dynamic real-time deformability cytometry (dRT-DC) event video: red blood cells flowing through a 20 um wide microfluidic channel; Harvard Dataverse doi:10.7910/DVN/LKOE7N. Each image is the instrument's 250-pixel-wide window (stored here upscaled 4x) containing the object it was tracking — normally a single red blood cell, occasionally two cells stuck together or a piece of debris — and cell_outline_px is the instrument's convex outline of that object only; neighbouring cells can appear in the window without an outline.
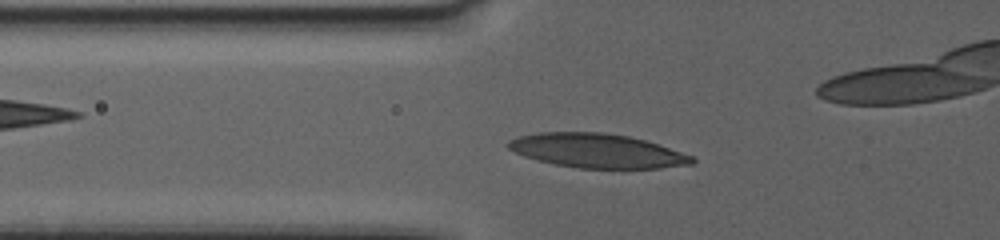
{"species": "human", "species_latin": "Homo sapiens", "temperature_condition": "warm", "stored_images_in_passage": 53, "camera_frame_rate_fps": 3000, "um_per_image_px": 0.085, "donor": {"sex": "female"}, "frame": {"image": 1, "passage_image": 14, "time_ms": 4.333, "image_size_px": [1000, 240], "cell_outline_px": [[696, 160], [692, 164], [660, 168], [576, 168], [536, 160], [524, 156], [508, 148], [504, 144], [508, 140], [516, 136], [536, 132], [604, 132], [628, 136], [644, 140], [692, 156]], "centroid_in_image_um": [50.67, 12.8], "position_along_channel_um": 75.1, "area_um2": 36.53}}
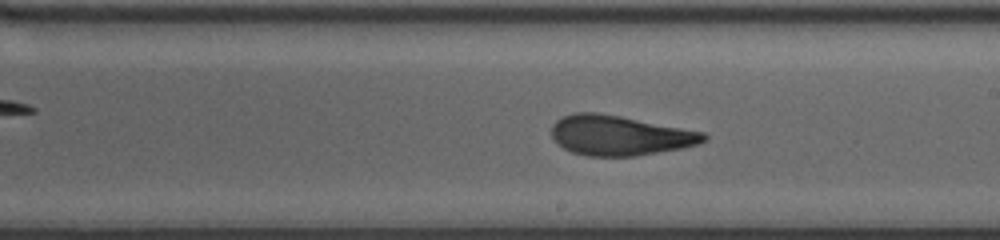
{"frame": {"image": 2, "passage_image": 29, "time_ms": 9.333, "image_size_px": [1000, 240], "cell_outline_px": [[708, 140], [700, 144], [684, 148], [636, 156], [588, 156], [572, 152], [556, 144], [552, 140], [552, 124], [556, 120], [564, 116], [576, 112], [596, 112], [620, 116], [704, 132], [708, 136]], "centroid_in_image_um": [52.68, 11.52], "position_along_channel_um": 236.3, "area_um2": 35.6}}
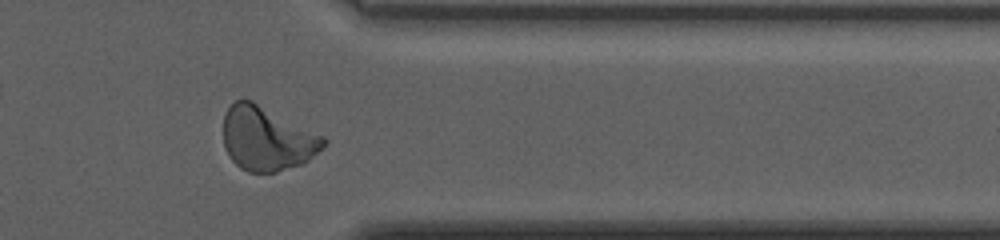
{"frame": {"image": 3, "passage_image": 43, "time_ms": 14.0, "image_size_px": [1000, 240], "cell_outline_px": [[328, 140], [308, 160], [300, 164], [276, 172], [248, 172], [240, 168], [232, 160], [224, 148], [224, 116], [228, 108], [236, 100], [252, 100], [324, 136]], "centroid_in_image_um": [22.67, 11.78], "position_along_channel_um": 388.7, "area_um2": 36.99}, "authors_computed_cell_mechanics": {"area_um2": 35.3158, "velocity_mm_per_s": 3.3195, "shape_relaxation_time_tau1_ms": null, "shape_relaxation_time_tau2_ms": 1.365, "deformation_change_tau1": null, "deformation_change_tau2": 0.0902}}